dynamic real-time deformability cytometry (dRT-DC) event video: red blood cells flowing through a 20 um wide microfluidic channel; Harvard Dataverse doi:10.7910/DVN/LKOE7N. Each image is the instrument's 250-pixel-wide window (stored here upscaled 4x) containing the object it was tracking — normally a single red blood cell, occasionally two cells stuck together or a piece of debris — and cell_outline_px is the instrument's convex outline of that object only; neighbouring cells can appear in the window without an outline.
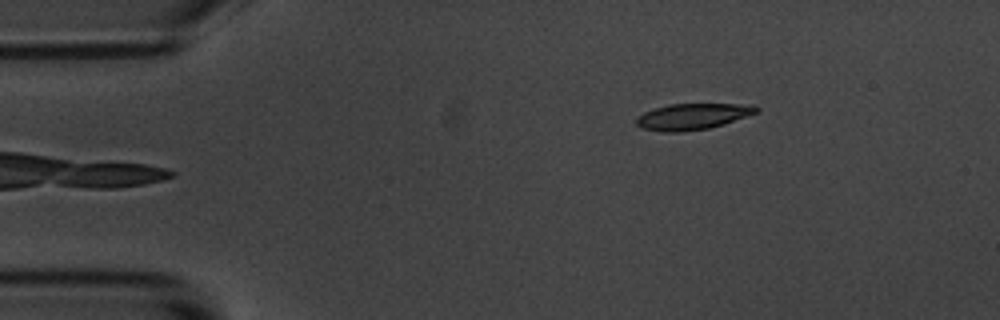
{"species": "common noctule bat (a hibernating species)", "species_latin": "Nyctalus noctula", "temperature_condition": "room temperature", "stored_images_in_passage": 4, "camera_frame_rate_fps": 3000, "um_per_image_px": 0.085, "animal": {"sex": "male", "body_mass_g": 20.1, "forearm_length_mm": 53.5}, "frame": {"image": 1, "passage_image": 4, "time_ms": 4.333, "image_size_px": [1000, 320], "cell_outline_px": [[760, 108], [756, 112], [724, 124], [708, 128], [680, 132], [664, 132], [640, 128], [636, 124], [636, 116], [644, 112], [668, 104], [752, 104]], "centroid_in_image_um": [58.82, 9.9], "position_along_channel_um": 26.2, "area_um2": 18.21}}